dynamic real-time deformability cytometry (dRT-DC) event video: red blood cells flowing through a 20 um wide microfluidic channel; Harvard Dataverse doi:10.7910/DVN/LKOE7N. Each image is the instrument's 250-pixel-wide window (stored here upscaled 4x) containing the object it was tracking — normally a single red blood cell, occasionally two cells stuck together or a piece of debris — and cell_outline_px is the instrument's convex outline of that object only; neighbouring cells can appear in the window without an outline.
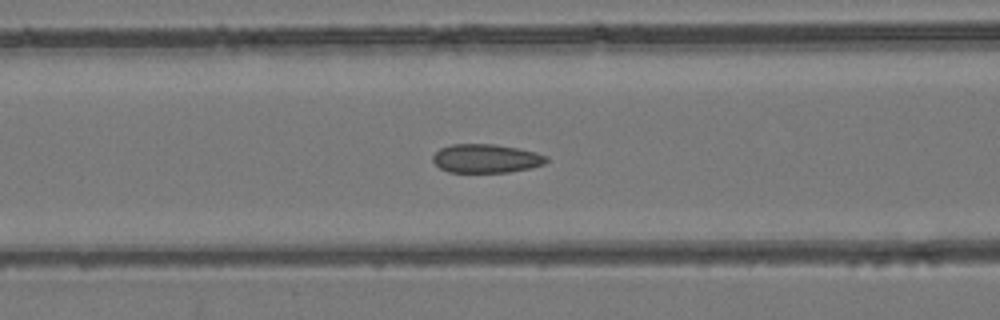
{"species": "common noctule bat (a hibernating species)", "species_latin": "Nyctalus noctula", "temperature_condition": "room temperature", "stored_images_in_passage": 55, "camera_frame_rate_fps": 3000, "um_per_image_px": 0.085, "animal": {"sex": "female", "body_mass_g": 24.6, "forearm_length_mm": 56.2}, "frame": {"image": 1, "passage_image": 23, "time_ms": 7.333, "image_size_px": [1000, 320], "cell_outline_px": [[548, 160], [544, 164], [532, 168], [508, 172], [448, 172], [440, 168], [432, 160], [432, 156], [440, 148], [452, 144], [496, 144], [520, 148], [536, 152], [548, 156]], "centroid_in_image_um": [41.34, 13.46], "position_along_channel_um": 125.3, "area_um2": 19.19}}
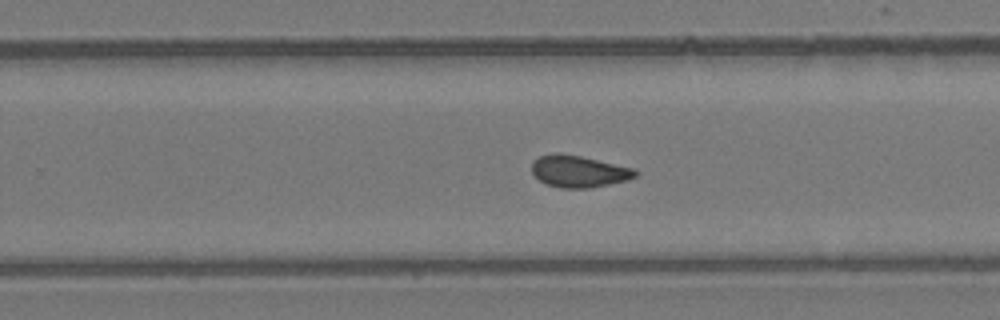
{"frame": {"image": 2, "passage_image": 35, "time_ms": 11.333, "image_size_px": [1000, 320], "cell_outline_px": [[640, 172], [636, 176], [628, 180], [588, 188], [560, 188], [548, 184], [540, 180], [532, 172], [532, 160], [540, 156], [556, 152], [580, 156], [636, 168]], "centroid_in_image_um": [49.23, 14.55], "position_along_channel_um": 280.6, "area_um2": 19.25}}
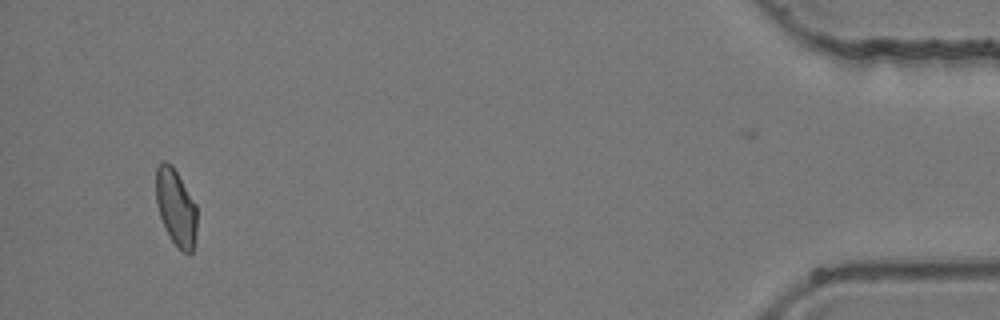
{"frame": {"image": 3, "passage_image": 52, "time_ms": 17.0, "image_size_px": [1000, 320], "cell_outline_px": [[196, 236], [192, 252], [184, 252], [172, 240], [160, 216], [156, 204], [156, 168], [164, 160], [172, 164], [196, 204]], "centroid_in_image_um": [14.95, 17.58], "position_along_channel_um": 420.2, "area_um2": 18.03}, "authors_computed_cell_mechanics": {"area_um2": 19.2474, "velocity_mm_per_s": 3.8925, "shape_relaxation_time_tau1_ms": null, "shape_relaxation_time_tau2_ms": 2.0413, "deformation_change_tau1": null, "deformation_change_tau2": 0.0534}}